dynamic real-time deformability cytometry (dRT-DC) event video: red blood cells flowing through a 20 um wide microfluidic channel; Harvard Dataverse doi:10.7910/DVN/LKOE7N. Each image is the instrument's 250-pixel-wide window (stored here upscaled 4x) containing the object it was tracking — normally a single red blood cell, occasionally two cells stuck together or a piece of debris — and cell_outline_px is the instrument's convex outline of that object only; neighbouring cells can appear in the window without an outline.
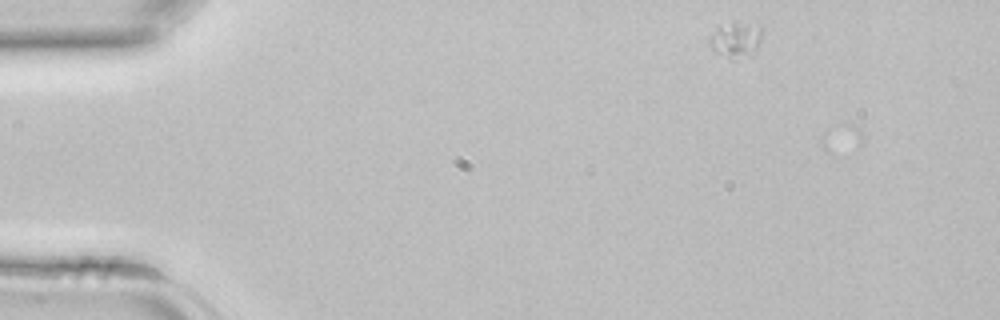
{"species": "common noctule bat (a hibernating species)", "species_latin": "Nyctalus noctula", "temperature_condition": "room temperature", "stored_images_in_passage": 4, "camera_frame_rate_fps": 3000, "um_per_image_px": 0.085, "animal": {"sex": "female", "body_mass_g": 22.7, "forearm_length_mm": 54.2}, "frame": {"image": 1, "passage_image": 3, "time_ms": 0.667, "image_size_px": [1000, 320], "cell_outline_px": [[764, 28], [760, 40], [752, 56], [736, 60], [732, 60], [716, 52], [712, 48], [708, 40], [708, 36], [732, 20], [760, 24]], "centroid_in_image_um": [62.6, 3.36], "position_along_channel_um": 22.4, "area_um2": 11.33}}